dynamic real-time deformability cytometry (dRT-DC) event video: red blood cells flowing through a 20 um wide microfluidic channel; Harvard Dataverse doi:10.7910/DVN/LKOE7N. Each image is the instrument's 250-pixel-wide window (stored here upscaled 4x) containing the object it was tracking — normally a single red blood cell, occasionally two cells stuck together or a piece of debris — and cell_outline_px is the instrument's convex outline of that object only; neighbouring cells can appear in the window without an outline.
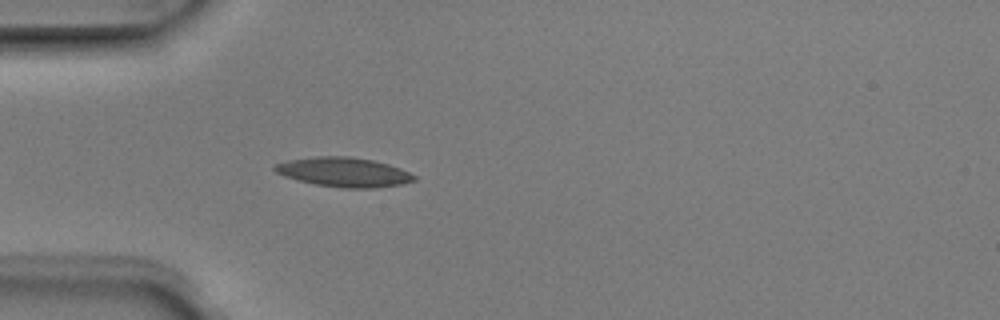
{"species": "Egyptian fruit bat (a non-hibernating species)", "species_latin": "Rousettus aegyptiacus", "temperature_condition": "room temperature", "stored_images_in_passage": 5, "camera_frame_rate_fps": 3000, "um_per_image_px": 0.085, "animal": {"sex": "male"}, "frame": {"image": 1, "passage_image": 5, "time_ms": 1.333, "image_size_px": [1000, 320], "cell_outline_px": [[416, 180], [404, 184], [376, 188], [340, 188], [316, 184], [284, 176], [276, 172], [272, 168], [272, 164], [288, 160], [316, 156], [348, 156], [372, 160], [388, 164], [400, 168], [416, 176]], "centroid_in_image_um": [29.22, 14.63], "position_along_channel_um": 55.8, "area_um2": 23.99}}